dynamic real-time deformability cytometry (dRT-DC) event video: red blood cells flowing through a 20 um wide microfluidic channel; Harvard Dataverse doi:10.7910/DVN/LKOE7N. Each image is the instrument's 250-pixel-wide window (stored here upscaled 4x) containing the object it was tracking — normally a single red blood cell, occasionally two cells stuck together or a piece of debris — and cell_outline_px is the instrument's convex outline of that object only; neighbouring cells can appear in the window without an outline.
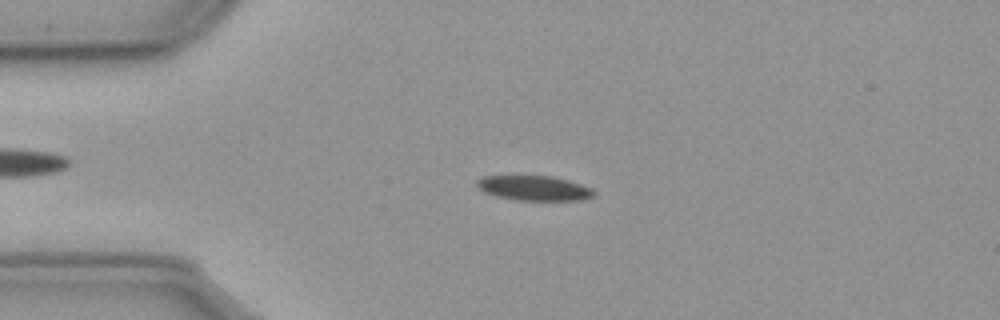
{"species": "common noctule bat (a hibernating species)", "species_latin": "Nyctalus noctula", "temperature_condition": "cold", "stored_images_in_passage": 57, "camera_frame_rate_fps": 3000, "um_per_image_px": 0.085, "animal": {"sex": "male", "body_mass_g": 23.1, "forearm_length_mm": 52.7}, "frame": {"image": 1, "passage_image": 13, "time_ms": 4.0, "image_size_px": [1000, 320], "cell_outline_px": [[596, 192], [592, 196], [580, 200], [516, 200], [496, 196], [484, 192], [476, 184], [476, 180], [484, 176], [552, 176], [568, 180], [592, 188]], "centroid_in_image_um": [45.39, 15.99], "position_along_channel_um": 39.6, "area_um2": 16.82}}
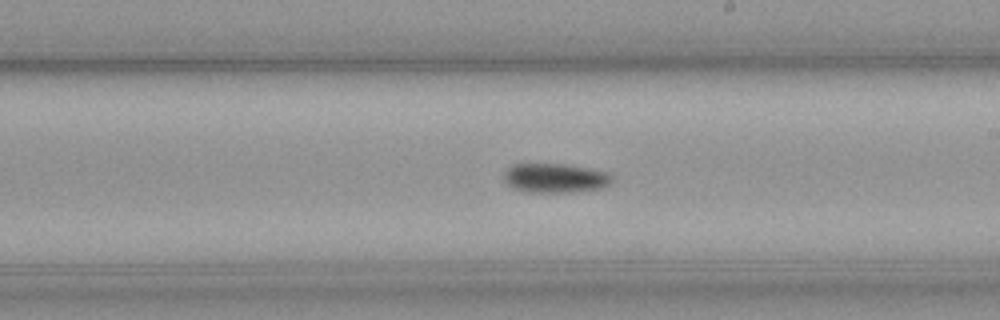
{"frame": {"image": 2, "passage_image": 32, "time_ms": 10.333, "image_size_px": [1000, 320], "cell_outline_px": [[612, 184], [600, 188], [572, 192], [524, 192], [512, 188], [504, 180], [504, 172], [512, 164], [564, 164], [588, 168], [608, 172], [612, 176]], "centroid_in_image_um": [47.18, 15.14], "position_along_channel_um": 241.8, "area_um2": 18.55}}
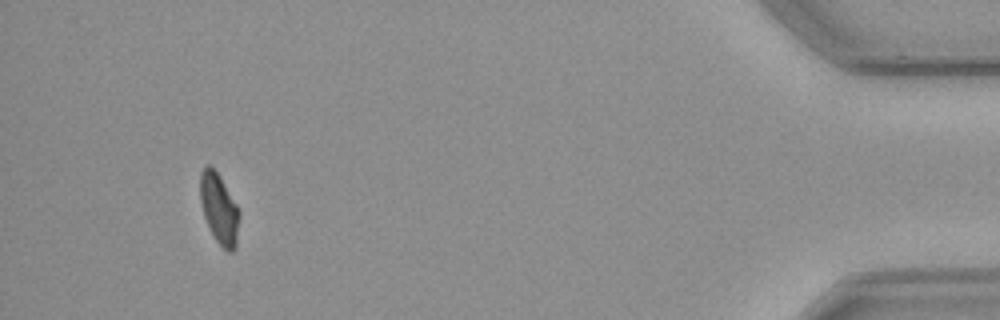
{"frame": {"image": 3, "passage_image": 53, "time_ms": 17.333, "image_size_px": [1000, 320], "cell_outline_px": [[240, 216], [236, 248], [232, 252], [228, 252], [216, 240], [204, 216], [200, 200], [200, 172], [208, 164], [216, 172], [236, 204], [240, 212]], "centroid_in_image_um": [18.64, 17.78], "position_along_channel_um": 416.6, "area_um2": 15.72}, "authors_computed_cell_mechanics": {"area_um2": 17.1666, "velocity_mm_per_s": 3.5971, "shape_relaxation_time_tau1_ms": 6.6795, "shape_relaxation_time_tau2_ms": null, "deformation_change_tau1": 0.1206, "deformation_change_tau2": null}}